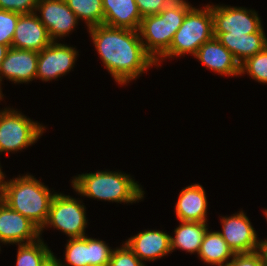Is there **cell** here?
Listing matches in <instances>:
<instances>
[{"label":"cell","mask_w":267,"mask_h":266,"mask_svg":"<svg viewBox=\"0 0 267 266\" xmlns=\"http://www.w3.org/2000/svg\"><path fill=\"white\" fill-rule=\"evenodd\" d=\"M88 29L104 66L118 84L124 85L149 67L157 66L146 52L138 30L104 24Z\"/></svg>","instance_id":"1"},{"label":"cell","mask_w":267,"mask_h":266,"mask_svg":"<svg viewBox=\"0 0 267 266\" xmlns=\"http://www.w3.org/2000/svg\"><path fill=\"white\" fill-rule=\"evenodd\" d=\"M55 195L48 186L34 176L26 174L5 182L1 200L41 230L48 219Z\"/></svg>","instance_id":"2"},{"label":"cell","mask_w":267,"mask_h":266,"mask_svg":"<svg viewBox=\"0 0 267 266\" xmlns=\"http://www.w3.org/2000/svg\"><path fill=\"white\" fill-rule=\"evenodd\" d=\"M191 8L185 0H173L159 14L142 18L138 29L140 39L158 66L159 59L168 51L174 34Z\"/></svg>","instance_id":"3"},{"label":"cell","mask_w":267,"mask_h":266,"mask_svg":"<svg viewBox=\"0 0 267 266\" xmlns=\"http://www.w3.org/2000/svg\"><path fill=\"white\" fill-rule=\"evenodd\" d=\"M72 187L82 196L118 203H133L144 197L130 175L115 171L79 174L72 180Z\"/></svg>","instance_id":"4"},{"label":"cell","mask_w":267,"mask_h":266,"mask_svg":"<svg viewBox=\"0 0 267 266\" xmlns=\"http://www.w3.org/2000/svg\"><path fill=\"white\" fill-rule=\"evenodd\" d=\"M204 9L192 7L174 34L168 51L160 58H173L186 53L195 55L199 47L214 37L212 5ZM173 56V57H172Z\"/></svg>","instance_id":"5"},{"label":"cell","mask_w":267,"mask_h":266,"mask_svg":"<svg viewBox=\"0 0 267 266\" xmlns=\"http://www.w3.org/2000/svg\"><path fill=\"white\" fill-rule=\"evenodd\" d=\"M45 127L14 109L0 111V153L17 152L34 144Z\"/></svg>","instance_id":"6"},{"label":"cell","mask_w":267,"mask_h":266,"mask_svg":"<svg viewBox=\"0 0 267 266\" xmlns=\"http://www.w3.org/2000/svg\"><path fill=\"white\" fill-rule=\"evenodd\" d=\"M85 211V206L75 198L56 193L51 202L48 219L40 232L45 227L53 226L70 238H81L85 236L87 225Z\"/></svg>","instance_id":"7"},{"label":"cell","mask_w":267,"mask_h":266,"mask_svg":"<svg viewBox=\"0 0 267 266\" xmlns=\"http://www.w3.org/2000/svg\"><path fill=\"white\" fill-rule=\"evenodd\" d=\"M214 33L244 35L264 32L261 20L253 10L243 7L212 5Z\"/></svg>","instance_id":"8"},{"label":"cell","mask_w":267,"mask_h":266,"mask_svg":"<svg viewBox=\"0 0 267 266\" xmlns=\"http://www.w3.org/2000/svg\"><path fill=\"white\" fill-rule=\"evenodd\" d=\"M222 232H219L235 254L252 253L262 249V241L243 211L222 217Z\"/></svg>","instance_id":"9"},{"label":"cell","mask_w":267,"mask_h":266,"mask_svg":"<svg viewBox=\"0 0 267 266\" xmlns=\"http://www.w3.org/2000/svg\"><path fill=\"white\" fill-rule=\"evenodd\" d=\"M77 53L73 47L52 41L38 52L36 78L49 81L65 75L74 67Z\"/></svg>","instance_id":"10"},{"label":"cell","mask_w":267,"mask_h":266,"mask_svg":"<svg viewBox=\"0 0 267 266\" xmlns=\"http://www.w3.org/2000/svg\"><path fill=\"white\" fill-rule=\"evenodd\" d=\"M40 229L27 217L11 209L0 199V242L24 244L37 241Z\"/></svg>","instance_id":"11"},{"label":"cell","mask_w":267,"mask_h":266,"mask_svg":"<svg viewBox=\"0 0 267 266\" xmlns=\"http://www.w3.org/2000/svg\"><path fill=\"white\" fill-rule=\"evenodd\" d=\"M37 11L52 41L69 34L79 21L65 0H38Z\"/></svg>","instance_id":"12"},{"label":"cell","mask_w":267,"mask_h":266,"mask_svg":"<svg viewBox=\"0 0 267 266\" xmlns=\"http://www.w3.org/2000/svg\"><path fill=\"white\" fill-rule=\"evenodd\" d=\"M51 42L52 39L36 12L20 14L11 47L40 52Z\"/></svg>","instance_id":"13"},{"label":"cell","mask_w":267,"mask_h":266,"mask_svg":"<svg viewBox=\"0 0 267 266\" xmlns=\"http://www.w3.org/2000/svg\"><path fill=\"white\" fill-rule=\"evenodd\" d=\"M37 63L38 52L10 47L0 65V83L3 77L14 83L32 81L36 78Z\"/></svg>","instance_id":"14"},{"label":"cell","mask_w":267,"mask_h":266,"mask_svg":"<svg viewBox=\"0 0 267 266\" xmlns=\"http://www.w3.org/2000/svg\"><path fill=\"white\" fill-rule=\"evenodd\" d=\"M208 69L225 76L240 74V64L216 37L202 44L194 55Z\"/></svg>","instance_id":"15"},{"label":"cell","mask_w":267,"mask_h":266,"mask_svg":"<svg viewBox=\"0 0 267 266\" xmlns=\"http://www.w3.org/2000/svg\"><path fill=\"white\" fill-rule=\"evenodd\" d=\"M170 237L162 231L145 230L126 240L125 244L141 261H155L172 252Z\"/></svg>","instance_id":"16"},{"label":"cell","mask_w":267,"mask_h":266,"mask_svg":"<svg viewBox=\"0 0 267 266\" xmlns=\"http://www.w3.org/2000/svg\"><path fill=\"white\" fill-rule=\"evenodd\" d=\"M207 204L204 188L194 184L180 191L175 212L179 221L206 222Z\"/></svg>","instance_id":"17"},{"label":"cell","mask_w":267,"mask_h":266,"mask_svg":"<svg viewBox=\"0 0 267 266\" xmlns=\"http://www.w3.org/2000/svg\"><path fill=\"white\" fill-rule=\"evenodd\" d=\"M214 37L233 54L240 65L267 47V38L264 32L244 35H229V32L214 33Z\"/></svg>","instance_id":"18"},{"label":"cell","mask_w":267,"mask_h":266,"mask_svg":"<svg viewBox=\"0 0 267 266\" xmlns=\"http://www.w3.org/2000/svg\"><path fill=\"white\" fill-rule=\"evenodd\" d=\"M103 24L110 27L138 30L142 16L135 0H102Z\"/></svg>","instance_id":"19"},{"label":"cell","mask_w":267,"mask_h":266,"mask_svg":"<svg viewBox=\"0 0 267 266\" xmlns=\"http://www.w3.org/2000/svg\"><path fill=\"white\" fill-rule=\"evenodd\" d=\"M174 230L175 237H170L171 251L176 248L186 252L199 253L204 234L208 230L207 222L180 221Z\"/></svg>","instance_id":"20"},{"label":"cell","mask_w":267,"mask_h":266,"mask_svg":"<svg viewBox=\"0 0 267 266\" xmlns=\"http://www.w3.org/2000/svg\"><path fill=\"white\" fill-rule=\"evenodd\" d=\"M235 253L227 245L218 231H206L204 234L198 256L202 261L210 265L227 266L229 258H233Z\"/></svg>","instance_id":"21"},{"label":"cell","mask_w":267,"mask_h":266,"mask_svg":"<svg viewBox=\"0 0 267 266\" xmlns=\"http://www.w3.org/2000/svg\"><path fill=\"white\" fill-rule=\"evenodd\" d=\"M18 246L16 266H43L53 255L41 238Z\"/></svg>","instance_id":"22"},{"label":"cell","mask_w":267,"mask_h":266,"mask_svg":"<svg viewBox=\"0 0 267 266\" xmlns=\"http://www.w3.org/2000/svg\"><path fill=\"white\" fill-rule=\"evenodd\" d=\"M78 19L85 20L87 27L102 25L104 11L102 0H65Z\"/></svg>","instance_id":"23"},{"label":"cell","mask_w":267,"mask_h":266,"mask_svg":"<svg viewBox=\"0 0 267 266\" xmlns=\"http://www.w3.org/2000/svg\"><path fill=\"white\" fill-rule=\"evenodd\" d=\"M67 266H90V238H70L66 245ZM60 262V266H66Z\"/></svg>","instance_id":"24"},{"label":"cell","mask_w":267,"mask_h":266,"mask_svg":"<svg viewBox=\"0 0 267 266\" xmlns=\"http://www.w3.org/2000/svg\"><path fill=\"white\" fill-rule=\"evenodd\" d=\"M245 72L255 81L267 84V47L240 65V74Z\"/></svg>","instance_id":"25"},{"label":"cell","mask_w":267,"mask_h":266,"mask_svg":"<svg viewBox=\"0 0 267 266\" xmlns=\"http://www.w3.org/2000/svg\"><path fill=\"white\" fill-rule=\"evenodd\" d=\"M20 13L0 9V44L11 47Z\"/></svg>","instance_id":"26"},{"label":"cell","mask_w":267,"mask_h":266,"mask_svg":"<svg viewBox=\"0 0 267 266\" xmlns=\"http://www.w3.org/2000/svg\"><path fill=\"white\" fill-rule=\"evenodd\" d=\"M112 251L104 241L90 238V266H108Z\"/></svg>","instance_id":"27"},{"label":"cell","mask_w":267,"mask_h":266,"mask_svg":"<svg viewBox=\"0 0 267 266\" xmlns=\"http://www.w3.org/2000/svg\"><path fill=\"white\" fill-rule=\"evenodd\" d=\"M108 266H145V264L124 243L112 251Z\"/></svg>","instance_id":"28"},{"label":"cell","mask_w":267,"mask_h":266,"mask_svg":"<svg viewBox=\"0 0 267 266\" xmlns=\"http://www.w3.org/2000/svg\"><path fill=\"white\" fill-rule=\"evenodd\" d=\"M227 266H267L263 249L252 253L235 254Z\"/></svg>","instance_id":"29"},{"label":"cell","mask_w":267,"mask_h":266,"mask_svg":"<svg viewBox=\"0 0 267 266\" xmlns=\"http://www.w3.org/2000/svg\"><path fill=\"white\" fill-rule=\"evenodd\" d=\"M37 2L38 0H0V9L29 14L36 12Z\"/></svg>","instance_id":"30"},{"label":"cell","mask_w":267,"mask_h":266,"mask_svg":"<svg viewBox=\"0 0 267 266\" xmlns=\"http://www.w3.org/2000/svg\"><path fill=\"white\" fill-rule=\"evenodd\" d=\"M173 0H135L143 17L159 14Z\"/></svg>","instance_id":"31"},{"label":"cell","mask_w":267,"mask_h":266,"mask_svg":"<svg viewBox=\"0 0 267 266\" xmlns=\"http://www.w3.org/2000/svg\"><path fill=\"white\" fill-rule=\"evenodd\" d=\"M43 266H60V260L52 255Z\"/></svg>","instance_id":"32"},{"label":"cell","mask_w":267,"mask_h":266,"mask_svg":"<svg viewBox=\"0 0 267 266\" xmlns=\"http://www.w3.org/2000/svg\"><path fill=\"white\" fill-rule=\"evenodd\" d=\"M5 176H4V173L2 172L1 170V167H0V199L2 197V194H3V189H4V186H5Z\"/></svg>","instance_id":"33"},{"label":"cell","mask_w":267,"mask_h":266,"mask_svg":"<svg viewBox=\"0 0 267 266\" xmlns=\"http://www.w3.org/2000/svg\"><path fill=\"white\" fill-rule=\"evenodd\" d=\"M8 49L9 48L6 45L0 44V65L3 62Z\"/></svg>","instance_id":"34"},{"label":"cell","mask_w":267,"mask_h":266,"mask_svg":"<svg viewBox=\"0 0 267 266\" xmlns=\"http://www.w3.org/2000/svg\"><path fill=\"white\" fill-rule=\"evenodd\" d=\"M262 249L264 250L266 258H267V239L262 242Z\"/></svg>","instance_id":"35"},{"label":"cell","mask_w":267,"mask_h":266,"mask_svg":"<svg viewBox=\"0 0 267 266\" xmlns=\"http://www.w3.org/2000/svg\"><path fill=\"white\" fill-rule=\"evenodd\" d=\"M3 97V94H2V91H1V87H0V99H2Z\"/></svg>","instance_id":"36"},{"label":"cell","mask_w":267,"mask_h":266,"mask_svg":"<svg viewBox=\"0 0 267 266\" xmlns=\"http://www.w3.org/2000/svg\"><path fill=\"white\" fill-rule=\"evenodd\" d=\"M264 213H265V216H266V219H267V209L264 211Z\"/></svg>","instance_id":"37"}]
</instances>
